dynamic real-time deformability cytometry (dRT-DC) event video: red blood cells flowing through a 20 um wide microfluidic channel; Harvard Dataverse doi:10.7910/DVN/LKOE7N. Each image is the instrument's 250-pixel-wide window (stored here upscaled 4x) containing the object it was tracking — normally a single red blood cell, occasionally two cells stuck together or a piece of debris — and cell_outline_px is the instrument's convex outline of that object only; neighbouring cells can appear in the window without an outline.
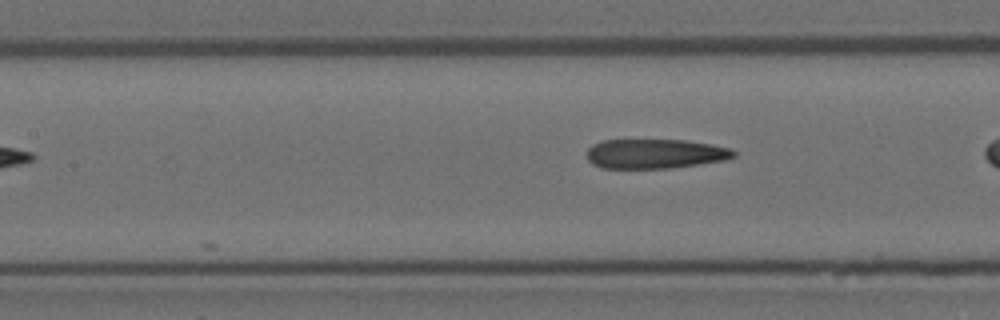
{"species": "Egyptian fruit bat (a non-hibernating species)", "species_latin": "Rousettus aegyptiacus", "temperature_condition": "room temperature", "stored_images_in_passage": 6, "camera_frame_rate_fps": 3000, "um_per_image_px": 0.085, "animal": {"sex": "female"}, "frame": {"image": 1, "passage_image": 6, "time_ms": 1.667, "image_size_px": [1000, 320], "cell_outline_px": [[736, 156], [724, 160], [672, 168], [604, 168], [592, 164], [588, 160], [588, 148], [592, 144], [600, 140], [684, 140], [712, 144], [728, 148], [736, 152]], "centroid_in_image_um": [55.66, 13.06], "position_along_channel_um": 151.7, "area_um2": 25.26}}